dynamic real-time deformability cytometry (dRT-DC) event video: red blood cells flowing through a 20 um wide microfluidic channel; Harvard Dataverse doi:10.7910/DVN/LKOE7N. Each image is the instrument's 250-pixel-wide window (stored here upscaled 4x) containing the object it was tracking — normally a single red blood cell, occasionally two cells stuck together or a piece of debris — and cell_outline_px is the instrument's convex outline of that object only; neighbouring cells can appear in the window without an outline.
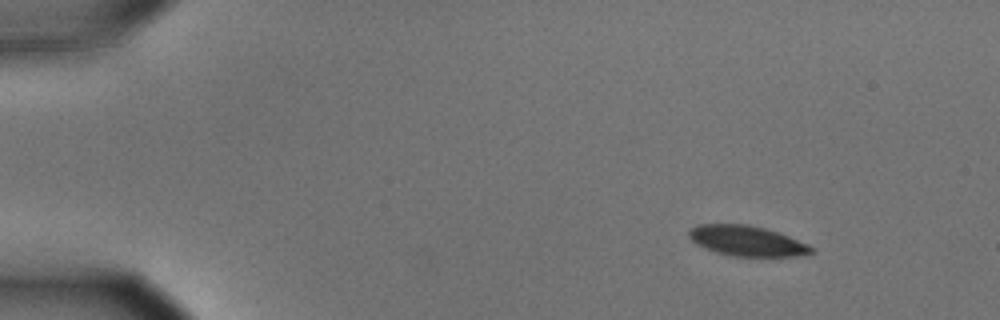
{"species": "common noctule bat (a hibernating species)", "species_latin": "Nyctalus noctula", "temperature_condition": "cold", "stored_images_in_passage": 57, "camera_frame_rate_fps": 3000, "um_per_image_px": 0.085, "animal": {"sex": "male", "body_mass_g": 15.6}, "frame": {"image": 1, "passage_image": 7, "time_ms": 2.0, "image_size_px": [1000, 320], "cell_outline_px": [[812, 252], [796, 256], [732, 256], [716, 252], [696, 244], [688, 236], [688, 232], [696, 224], [748, 224], [764, 228], [788, 236], [808, 244], [812, 248]], "centroid_in_image_um": [63.44, 20.47], "position_along_channel_um": 21.6, "area_um2": 21.33}}
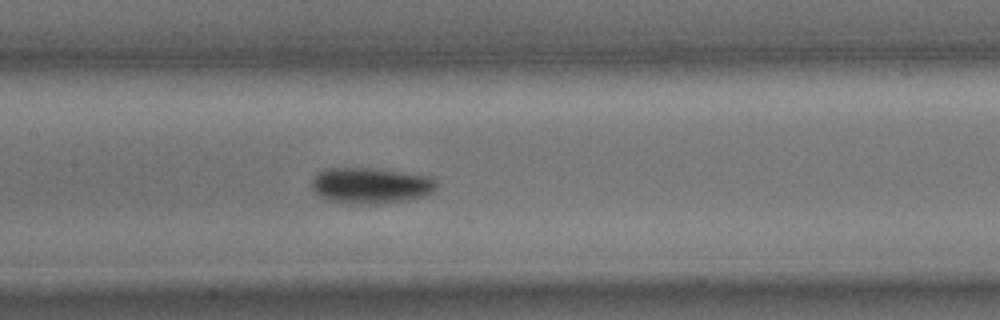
{"frame": {"image": 2, "passage_image": 28, "time_ms": 9.0, "image_size_px": [1000, 320], "cell_outline_px": [[436, 188], [432, 192], [424, 196], [404, 200], [376, 204], [344, 204], [324, 200], [312, 188], [312, 180], [316, 172], [324, 168], [368, 168], [432, 176], [436, 180]], "centroid_in_image_um": [31.46, 15.78], "position_along_channel_um": 175.9, "area_um2": 26.36}}
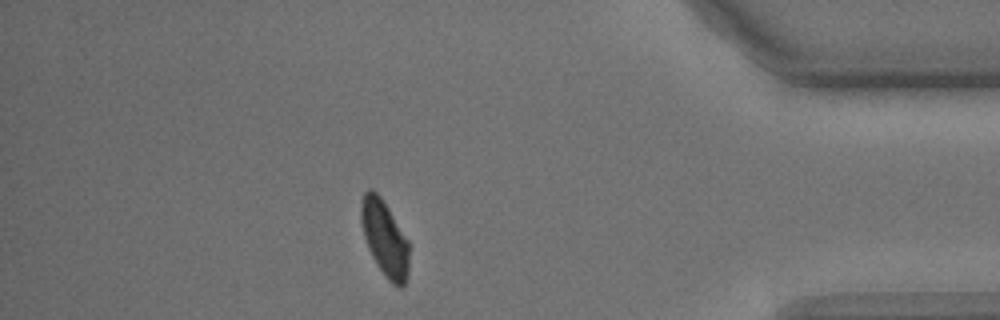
{"frame": {"image": 3, "passage_image": 50, "time_ms": 16.333, "image_size_px": [1000, 320], "cell_outline_px": [[408, 276], [404, 284], [400, 288], [392, 284], [388, 280], [376, 264], [368, 248], [364, 236], [360, 220], [360, 204], [364, 192], [368, 188], [372, 188], [380, 196], [388, 208], [408, 240]], "centroid_in_image_um": [32.68, 20.25], "position_along_channel_um": 402.5, "area_um2": 21.21}, "authors_computed_cell_mechanics": {"area_um2": 23.0044, "velocity_mm_per_s": 3.5562, "shape_relaxation_time_tau1_ms": 2.3729, "shape_relaxation_time_tau2_ms": null, "deformation_change_tau1": 0.1123, "deformation_change_tau2": null}}